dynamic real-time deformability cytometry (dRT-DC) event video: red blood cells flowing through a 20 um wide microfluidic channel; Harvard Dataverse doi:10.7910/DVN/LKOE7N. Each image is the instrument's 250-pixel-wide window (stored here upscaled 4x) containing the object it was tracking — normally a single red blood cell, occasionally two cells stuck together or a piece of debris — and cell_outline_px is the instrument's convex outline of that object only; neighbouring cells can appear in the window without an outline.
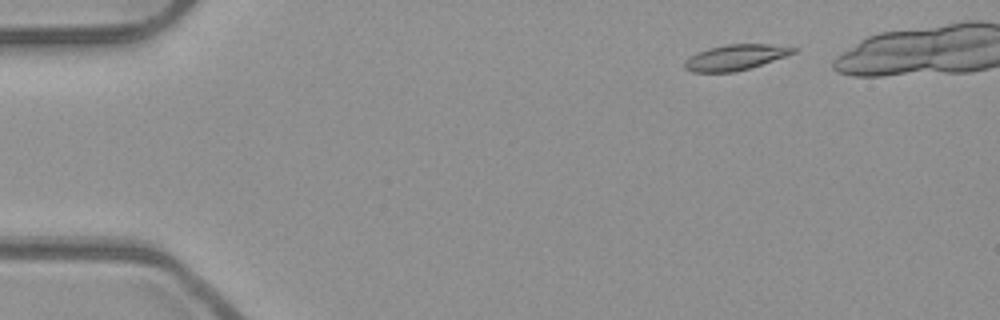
{"species": "common noctule bat (a hibernating species)", "species_latin": "Nyctalus noctula", "temperature_condition": "room temperature", "stored_images_in_passage": 6, "camera_frame_rate_fps": 3000, "um_per_image_px": 0.085, "animal": {"sex": "male", "body_mass_g": 23.1, "forearm_length_mm": 52.7}, "frame": {"image": 1, "passage_image": 1, "time_ms": 0.0, "image_size_px": [1000, 320], "cell_outline_px": [[796, 52], [736, 72], [692, 72], [684, 68], [684, 64], [696, 52], [708, 48], [728, 44], [768, 44], [796, 48]], "centroid_in_image_um": [62.47, 4.87], "position_along_channel_um": 22.5, "area_um2": 15.78}}
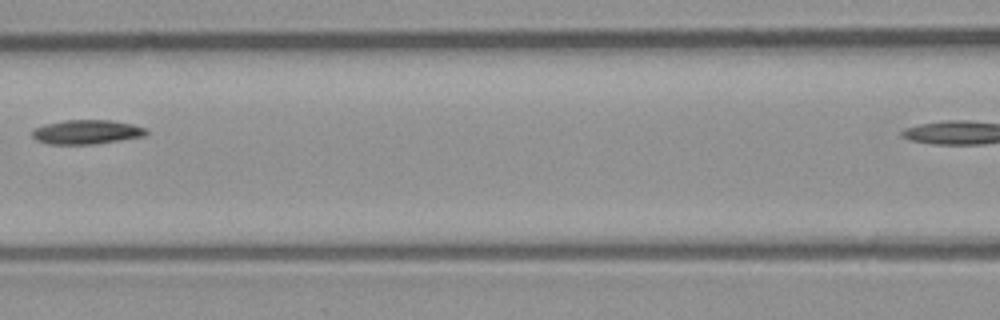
{"frame": {"image": 2, "passage_image": 5, "time_ms": 1.333, "image_size_px": [1000, 320], "cell_outline_px": [[148, 132], [144, 136], [92, 144], [48, 144], [36, 140], [32, 136], [32, 132], [36, 128], [44, 124], [64, 120], [112, 120], [132, 124], [148, 128]], "centroid_in_image_um": [7.37, 11.21], "position_along_channel_um": 159.2, "area_um2": 16.07}}